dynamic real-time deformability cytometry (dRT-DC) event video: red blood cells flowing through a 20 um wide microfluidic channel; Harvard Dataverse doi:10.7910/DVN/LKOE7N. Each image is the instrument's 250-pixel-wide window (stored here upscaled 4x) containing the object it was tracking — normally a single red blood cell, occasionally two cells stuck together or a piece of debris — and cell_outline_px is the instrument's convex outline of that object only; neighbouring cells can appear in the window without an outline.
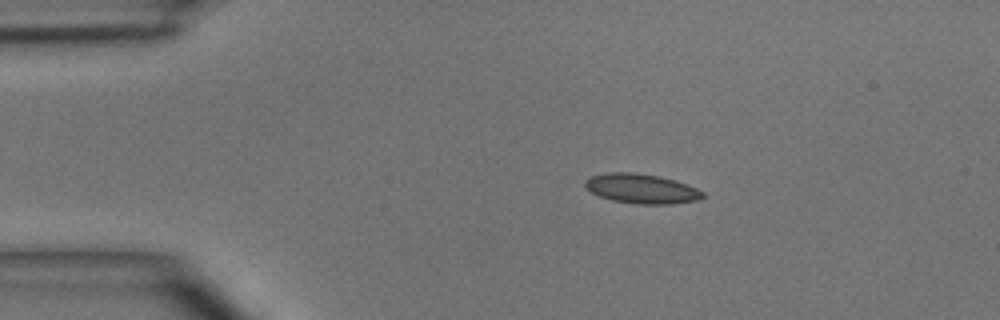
{"species": "common noctule bat (a hibernating species)", "species_latin": "Nyctalus noctula", "temperature_condition": "room temperature", "stored_images_in_passage": 3, "camera_frame_rate_fps": 3000, "um_per_image_px": 0.085, "animal": {"sex": "male", "body_mass_g": 15.6}, "frame": {"image": 1, "passage_image": 2, "time_ms": 1.0, "image_size_px": [1000, 320], "cell_outline_px": [[704, 196], [700, 200], [672, 204], [636, 204], [612, 200], [600, 196], [584, 188], [584, 180], [592, 176], [608, 172], [632, 172], [660, 176], [676, 180], [688, 184], [704, 192]], "centroid_in_image_um": [54.54, 16.03], "position_along_channel_um": 30.5, "area_um2": 20.52}}